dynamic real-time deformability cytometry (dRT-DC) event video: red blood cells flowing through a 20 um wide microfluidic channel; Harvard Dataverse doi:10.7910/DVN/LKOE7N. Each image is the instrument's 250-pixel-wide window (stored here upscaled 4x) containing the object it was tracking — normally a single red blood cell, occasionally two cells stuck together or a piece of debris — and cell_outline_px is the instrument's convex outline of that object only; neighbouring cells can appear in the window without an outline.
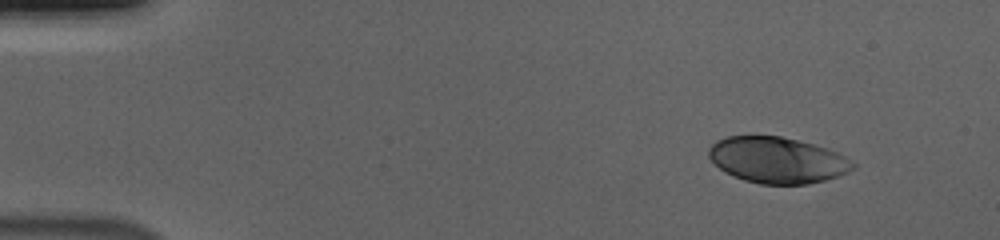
{"species": "human", "species_latin": "Homo sapiens", "temperature_condition": "cold", "stored_images_in_passage": 51, "camera_frame_rate_fps": 3000, "um_per_image_px": 0.085, "donor": {"sex": "male"}, "frame": {"image": 1, "passage_image": 1, "time_ms": 0.0, "image_size_px": [1000, 240], "cell_outline_px": [[856, 168], [848, 172], [824, 180], [808, 184], [760, 184], [744, 180], [732, 176], [724, 172], [708, 156], [708, 148], [716, 140], [728, 136], [780, 136], [812, 144], [836, 152], [844, 156], [856, 164]], "centroid_in_image_um": [66.04, 13.61], "position_along_channel_um": 19.0, "area_um2": 38.49}}
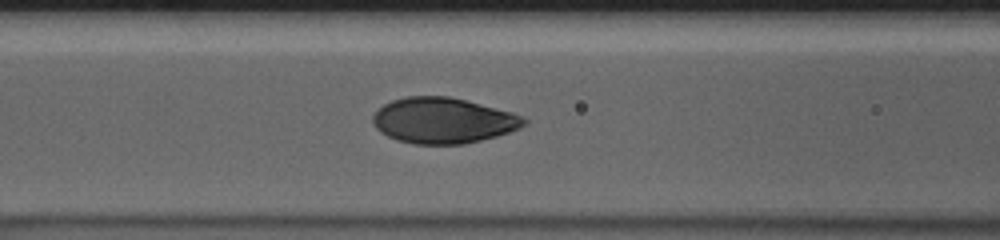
{"frame": {"image": 2, "passage_image": 19, "time_ms": 6.0, "image_size_px": [1000, 240], "cell_outline_px": [[528, 120], [520, 128], [496, 136], [464, 144], [412, 144], [396, 140], [380, 132], [376, 128], [372, 120], [372, 116], [384, 104], [392, 100], [404, 96], [448, 96], [512, 112], [524, 116]], "centroid_in_image_um": [37.65, 10.24], "position_along_channel_um": 129.0, "area_um2": 40.17}}
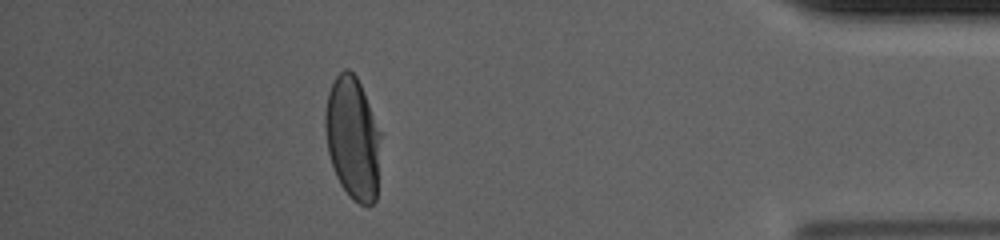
{"frame": {"image": 3, "passage_image": 45, "time_ms": 14.667, "image_size_px": [1000, 240], "cell_outline_px": [[380, 136], [376, 200], [368, 208], [352, 200], [340, 184], [336, 176], [328, 152], [324, 128], [324, 116], [328, 92], [336, 76], [344, 68], [348, 68], [356, 76], [360, 84], [380, 132]], "centroid_in_image_um": [29.96, 11.77], "position_along_channel_um": 405.2, "area_um2": 39.54}, "authors_computed_cell_mechanics": {"area_um2": 40.8646, "velocity_mm_per_s": 3.6763, "shape_relaxation_time_tau1_ms": 3.3519, "shape_relaxation_time_tau2_ms": null, "deformation_change_tau1": 0.169, "deformation_change_tau2": null}}